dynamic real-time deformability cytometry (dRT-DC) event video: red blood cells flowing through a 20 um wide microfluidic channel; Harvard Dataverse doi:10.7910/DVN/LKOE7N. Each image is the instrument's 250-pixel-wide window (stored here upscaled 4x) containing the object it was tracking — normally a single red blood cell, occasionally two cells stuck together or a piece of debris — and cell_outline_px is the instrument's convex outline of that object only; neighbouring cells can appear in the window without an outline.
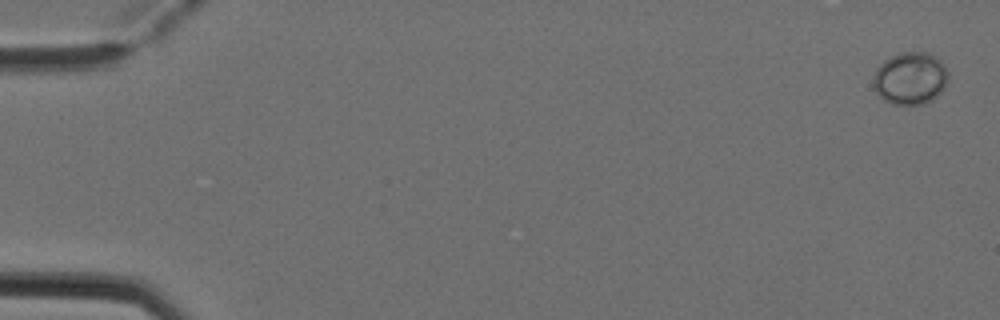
{"species": "Egyptian fruit bat (a non-hibernating species)", "species_latin": "Rousettus aegyptiacus", "temperature_condition": "cold", "stored_images_in_passage": 6, "camera_frame_rate_fps": 3000, "um_per_image_px": 0.085, "animal": {"sex": "female"}, "frame": {"image": 1, "passage_image": 1, "time_ms": 0.0, "image_size_px": [1000, 320], "cell_outline_px": [[948, 80], [944, 88], [932, 100], [924, 104], [892, 104], [884, 100], [872, 88], [872, 80], [876, 68], [888, 56], [900, 52], [928, 52], [936, 56], [944, 64], [948, 72]], "centroid_in_image_um": [77.35, 6.64], "position_along_channel_um": 7.6, "area_um2": 23.29}}
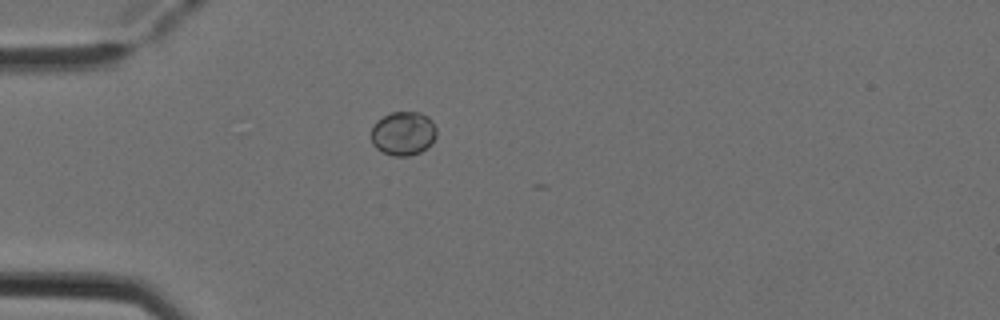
{"frame": {"image": 2, "passage_image": 5, "time_ms": 1.333, "image_size_px": [1000, 320], "cell_outline_px": [[436, 136], [432, 144], [420, 152], [408, 156], [392, 156], [376, 148], [372, 144], [372, 128], [376, 120], [392, 112], [420, 112], [428, 116], [432, 120], [436, 128]], "centroid_in_image_um": [34.29, 11.34], "position_along_channel_um": 50.7, "area_um2": 16.82}}